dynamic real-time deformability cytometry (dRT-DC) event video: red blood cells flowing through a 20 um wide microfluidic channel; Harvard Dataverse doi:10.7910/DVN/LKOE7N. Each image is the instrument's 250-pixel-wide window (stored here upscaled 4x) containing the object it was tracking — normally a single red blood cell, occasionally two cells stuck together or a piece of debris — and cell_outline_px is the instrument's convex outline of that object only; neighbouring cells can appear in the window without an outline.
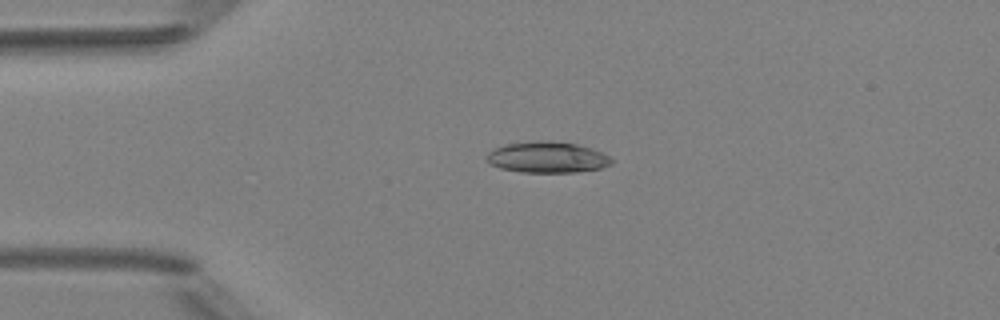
{"species": "Egyptian fruit bat (a non-hibernating species)", "species_latin": "Rousettus aegyptiacus", "temperature_condition": "room temperature", "stored_images_in_passage": 4, "camera_frame_rate_fps": 3000, "um_per_image_px": 0.085, "animal": {"sex": "female"}, "frame": {"image": 1, "passage_image": 3, "time_ms": 2.0, "image_size_px": [1000, 320], "cell_outline_px": [[612, 164], [600, 168], [576, 172], [520, 172], [500, 168], [492, 164], [488, 160], [488, 152], [496, 148], [508, 144], [536, 140], [540, 140], [576, 144], [592, 148], [608, 156], [612, 160]], "centroid_in_image_um": [46.53, 13.37], "position_along_channel_um": 38.5, "area_um2": 22.25}}